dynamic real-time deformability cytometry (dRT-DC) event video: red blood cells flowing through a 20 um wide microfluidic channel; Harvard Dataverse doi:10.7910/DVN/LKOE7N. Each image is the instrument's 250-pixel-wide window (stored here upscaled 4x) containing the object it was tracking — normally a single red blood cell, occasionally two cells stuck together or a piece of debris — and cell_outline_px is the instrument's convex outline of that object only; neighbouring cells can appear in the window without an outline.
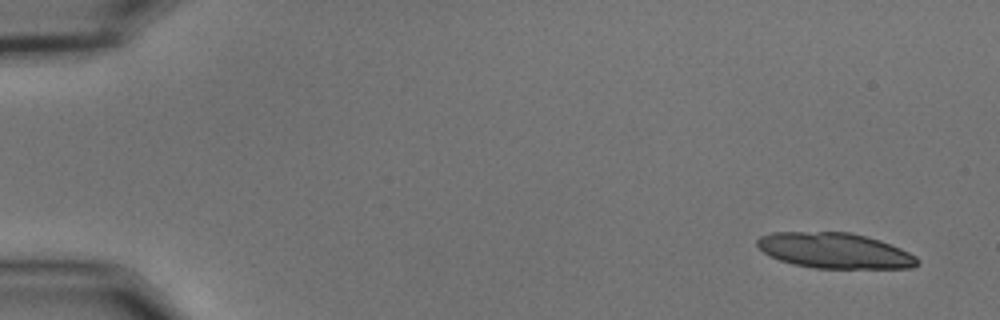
{"species": "common noctule bat (a hibernating species)", "species_latin": "Nyctalus noctula", "temperature_condition": "cold", "stored_images_in_passage": 15, "camera_frame_rate_fps": 3000, "um_per_image_px": 0.085, "animal": {"sex": "male", "body_mass_g": 15.6}, "frame": {"image": 1, "passage_image": 1, "time_ms": 0.0, "image_size_px": [1000, 320], "cell_outline_px": [[920, 264], [912, 268], [812, 268], [792, 264], [780, 260], [764, 252], [756, 244], [756, 240], [760, 236], [772, 232], [852, 232], [880, 240], [900, 248], [916, 256], [920, 260]], "centroid_in_image_um": [70.97, 21.3], "position_along_channel_um": 14.0, "area_um2": 33.23}}